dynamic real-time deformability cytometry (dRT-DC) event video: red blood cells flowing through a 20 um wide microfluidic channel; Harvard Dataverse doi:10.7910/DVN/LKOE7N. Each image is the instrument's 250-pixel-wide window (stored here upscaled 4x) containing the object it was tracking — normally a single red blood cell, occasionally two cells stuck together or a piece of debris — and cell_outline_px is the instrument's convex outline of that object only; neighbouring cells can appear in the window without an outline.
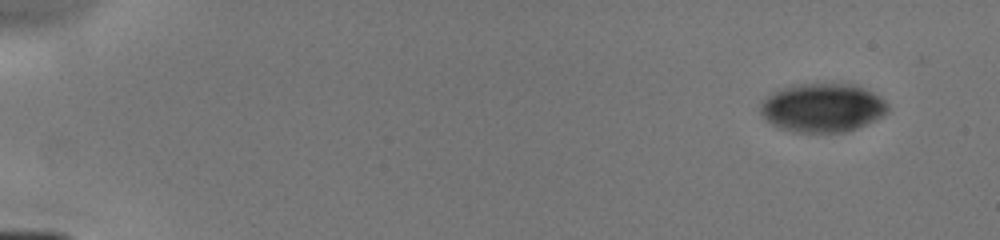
{"species": "human", "species_latin": "Homo sapiens", "temperature_condition": "cold", "stored_images_in_passage": 8, "camera_frame_rate_fps": 3000, "um_per_image_px": 0.085, "donor": {"sex": "male"}, "frame": {"image": 1, "passage_image": 1, "time_ms": 0.0, "image_size_px": [1000, 240], "cell_outline_px": [[888, 112], [884, 116], [876, 120], [856, 128], [844, 132], [792, 132], [780, 128], [764, 120], [760, 112], [760, 104], [768, 96], [784, 88], [804, 84], [852, 84], [872, 92], [884, 100], [888, 104]], "centroid_in_image_um": [69.92, 9.18], "position_along_channel_um": 15.1, "area_um2": 35.89}}
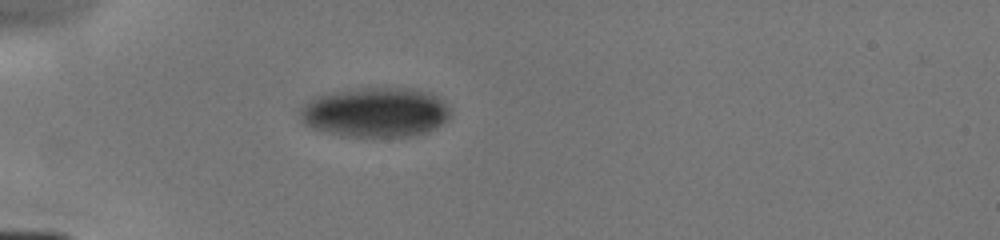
{"frame": {"image": 2, "passage_image": 4, "time_ms": 4.0, "image_size_px": [1000, 240], "cell_outline_px": [[452, 112], [448, 120], [436, 128], [428, 132], [412, 136], [344, 136], [312, 128], [304, 124], [300, 120], [296, 112], [304, 104], [316, 96], [364, 88], [396, 88], [424, 92], [436, 96]], "centroid_in_image_um": [31.88, 9.58], "position_along_channel_um": 53.1, "area_um2": 43.06}}